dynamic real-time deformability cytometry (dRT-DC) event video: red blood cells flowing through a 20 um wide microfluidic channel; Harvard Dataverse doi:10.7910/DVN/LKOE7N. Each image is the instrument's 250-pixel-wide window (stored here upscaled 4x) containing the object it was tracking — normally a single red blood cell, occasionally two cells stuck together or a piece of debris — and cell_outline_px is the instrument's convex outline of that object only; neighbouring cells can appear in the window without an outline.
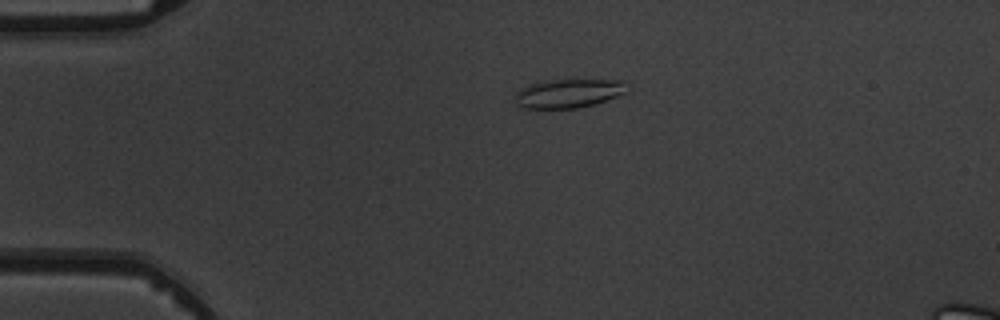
{"species": "common noctule bat (a hibernating species)", "species_latin": "Nyctalus noctula", "temperature_condition": "warm", "stored_images_in_passage": 2, "camera_frame_rate_fps": 3000, "um_per_image_px": 0.085, "animal": {"sex": "male", "body_mass_g": 19.5, "forearm_length_mm": 54.6}, "frame": {"image": 1, "passage_image": 1, "time_ms": 0.0, "image_size_px": [1000, 320], "cell_outline_px": [[628, 92], [596, 104], [576, 108], [520, 108], [516, 104], [516, 92], [520, 88], [528, 84], [548, 80], [624, 80]], "centroid_in_image_um": [48.31, 7.94], "position_along_channel_um": 36.7, "area_um2": 18.9}}